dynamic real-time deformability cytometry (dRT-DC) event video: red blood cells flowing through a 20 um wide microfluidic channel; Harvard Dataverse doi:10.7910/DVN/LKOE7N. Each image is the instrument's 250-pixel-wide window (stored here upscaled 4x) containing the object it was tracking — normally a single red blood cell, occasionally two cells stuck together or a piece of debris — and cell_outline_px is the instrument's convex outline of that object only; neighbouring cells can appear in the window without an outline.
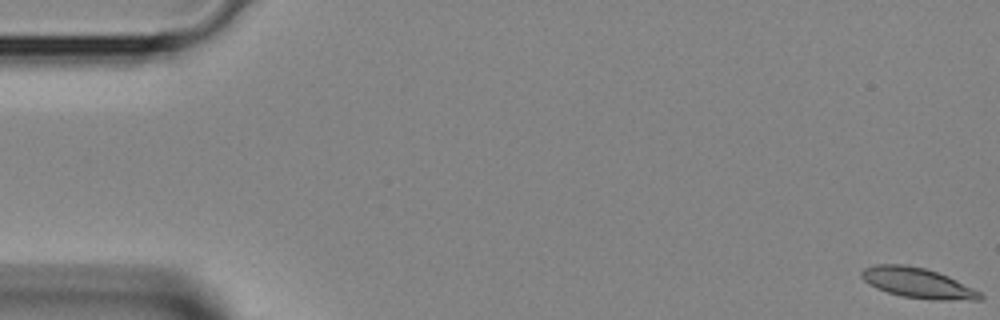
{"species": "Egyptian fruit bat (a non-hibernating species)", "species_latin": "Rousettus aegyptiacus", "temperature_condition": "room temperature", "stored_images_in_passage": 44, "segment_of_instrument_passage": [1, 2], "camera_frame_rate_fps": 3000, "um_per_image_px": 0.085, "animal": {"sex": "female"}, "frame": {"image": 1, "passage_image": 1, "time_ms": 0.0, "image_size_px": [1000, 320], "cell_outline_px": [[984, 296], [980, 300], [932, 300], [900, 296], [876, 288], [868, 284], [860, 276], [860, 272], [864, 268], [876, 264], [904, 264], [924, 268], [948, 276], [980, 292]], "centroid_in_image_um": [77.97, 24.05], "position_along_channel_um": 7.0, "area_um2": 20.87}}
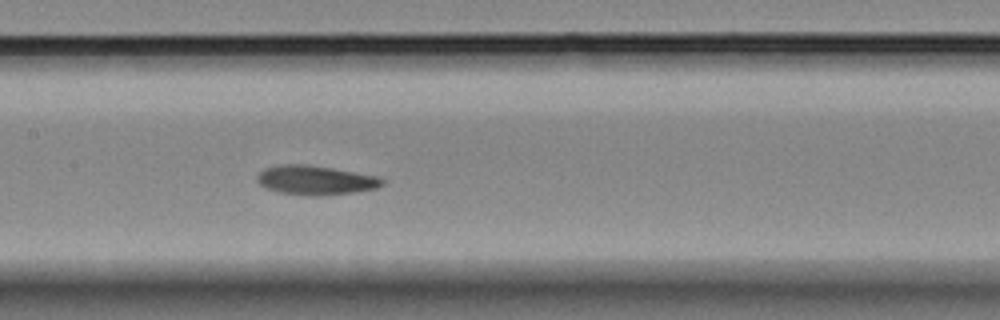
{"frame": {"image": 2, "passage_image": 21, "time_ms": 6.667, "image_size_px": [1000, 320], "cell_outline_px": [[384, 184], [376, 188], [352, 192], [324, 196], [312, 196], [280, 192], [268, 188], [260, 184], [256, 180], [256, 176], [264, 168], [280, 164], [308, 164], [380, 176], [384, 180]], "centroid_in_image_um": [26.83, 15.3], "position_along_channel_um": 180.6, "area_um2": 21.39}}
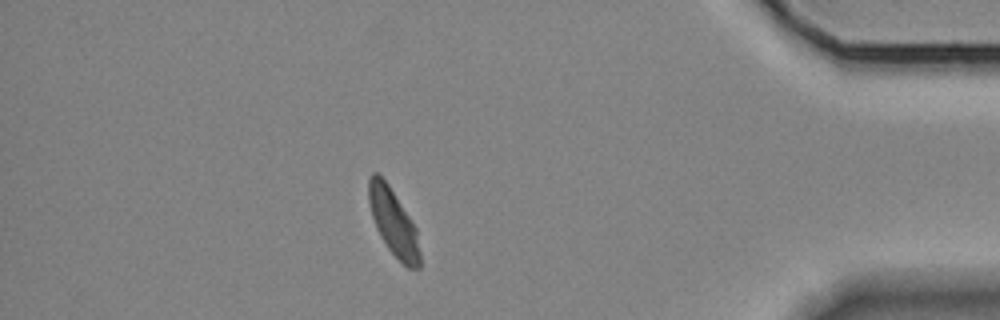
{"frame": {"image": 3, "passage_image": 38, "time_ms": 12.333, "image_size_px": [1000, 320], "cell_outline_px": [[420, 268], [408, 268], [388, 248], [380, 236], [376, 228], [372, 216], [368, 200], [368, 180], [372, 172], [376, 172], [388, 184], [416, 228], [420, 252]], "centroid_in_image_um": [33.42, 18.89], "position_along_channel_um": 401.8, "area_um2": 19.54}}